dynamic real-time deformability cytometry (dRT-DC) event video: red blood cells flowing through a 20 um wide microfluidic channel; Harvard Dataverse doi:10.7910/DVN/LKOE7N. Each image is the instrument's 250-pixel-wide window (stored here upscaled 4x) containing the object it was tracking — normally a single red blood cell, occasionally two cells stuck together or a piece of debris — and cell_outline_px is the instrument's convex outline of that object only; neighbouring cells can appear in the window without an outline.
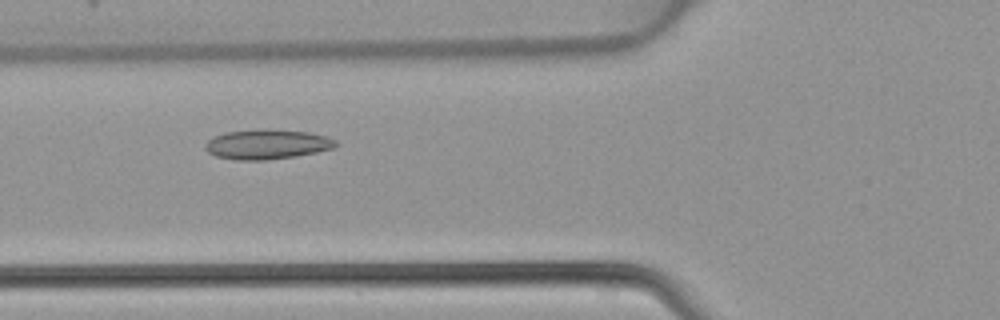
{"species": "common noctule bat (a hibernating species)", "species_latin": "Nyctalus noctula", "temperature_condition": "warm", "stored_images_in_passage": 46, "camera_frame_rate_fps": 3000, "um_per_image_px": 0.085, "animal": {"sex": "female", "body_mass_g": 22.7, "forearm_length_mm": 54.2}, "frame": {"image": 1, "passage_image": 17, "time_ms": 5.333, "image_size_px": [1000, 320], "cell_outline_px": [[340, 144], [332, 148], [316, 152], [296, 156], [268, 160], [236, 160], [216, 156], [208, 152], [204, 148], [204, 144], [212, 136], [224, 132], [308, 132], [328, 136], [336, 140]], "centroid_in_image_um": [22.69, 12.32], "position_along_channel_um": 103.1, "area_um2": 21.79}}
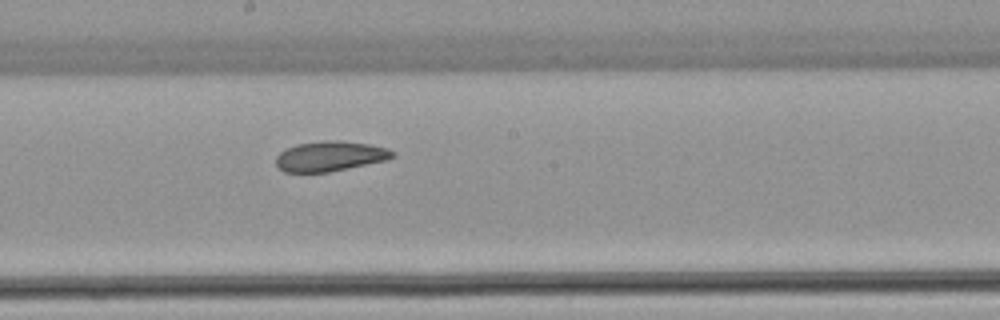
{"frame": {"image": 2, "passage_image": 25, "time_ms": 8.0, "image_size_px": [1000, 320], "cell_outline_px": [[396, 156], [388, 160], [328, 172], [284, 172], [276, 164], [276, 156], [280, 152], [296, 144], [324, 140], [340, 140], [368, 144], [388, 148], [396, 152]], "centroid_in_image_um": [28.09, 13.27], "position_along_channel_um": 220.1, "area_um2": 20.52}}
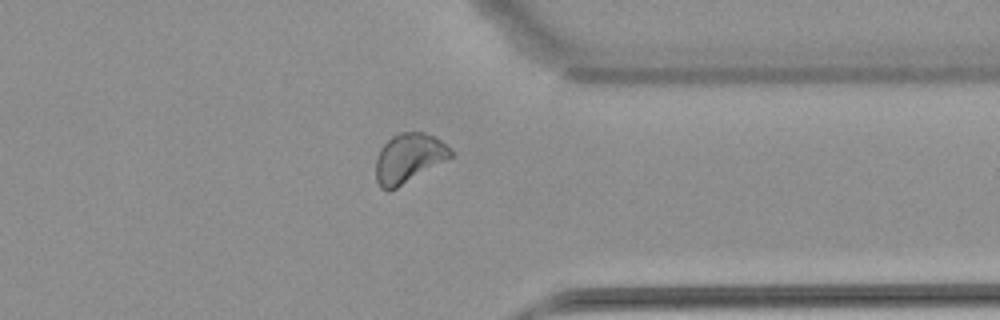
{"frame": {"image": 3, "passage_image": 36, "time_ms": 11.667, "image_size_px": [1000, 320], "cell_outline_px": [[452, 156], [396, 188], [388, 192], [380, 188], [376, 180], [376, 156], [380, 148], [392, 136], [400, 132], [424, 132], [440, 140], [452, 148]], "centroid_in_image_um": [34.7, 13.44], "position_along_channel_um": 376.7, "area_um2": 21.33}}